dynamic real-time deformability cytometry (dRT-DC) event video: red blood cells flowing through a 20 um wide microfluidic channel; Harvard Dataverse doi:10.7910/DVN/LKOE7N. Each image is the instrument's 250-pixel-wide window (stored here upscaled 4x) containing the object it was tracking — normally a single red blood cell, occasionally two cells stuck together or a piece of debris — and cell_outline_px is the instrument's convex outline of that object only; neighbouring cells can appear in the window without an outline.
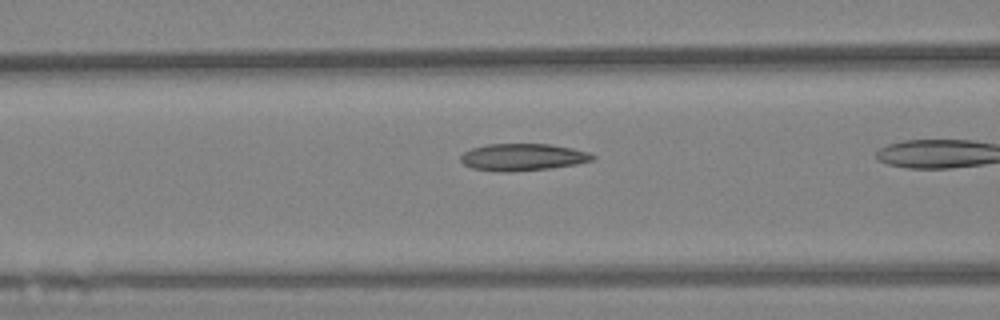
{"species": "Egyptian fruit bat (a non-hibernating species)", "species_latin": "Rousettus aegyptiacus", "temperature_condition": "warm", "stored_images_in_passage": 27, "camera_frame_rate_fps": 3000, "um_per_image_px": 0.085, "animal": {"sex": "female"}, "frame": {"image": 1, "passage_image": 3, "time_ms": 0.667, "image_size_px": [1000, 320], "cell_outline_px": [[596, 156], [592, 160], [576, 164], [552, 168], [508, 172], [496, 172], [472, 168], [464, 164], [460, 160], [460, 156], [464, 152], [472, 148], [488, 144], [552, 144], [572, 148], [588, 152]], "centroid_in_image_um": [44.42, 13.36], "position_along_channel_um": 122.2, "area_um2": 20.87}}
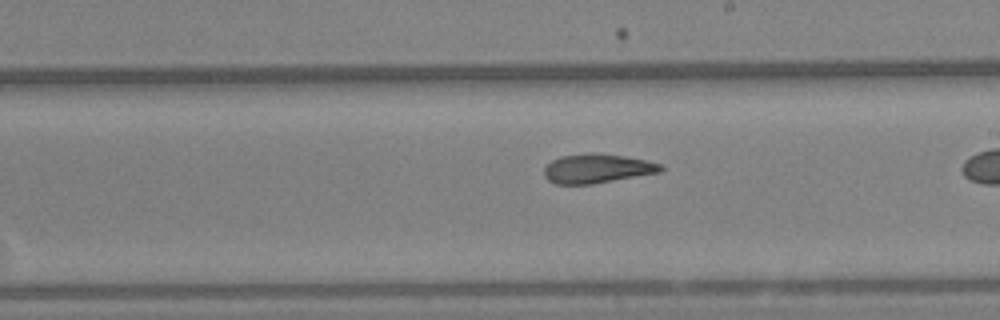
{"frame": {"image": 2, "passage_image": 14, "time_ms": 4.333, "image_size_px": [1000, 320], "cell_outline_px": [[664, 168], [660, 172], [592, 184], [556, 184], [548, 180], [544, 176], [544, 168], [552, 160], [560, 156], [592, 152], [624, 156], [648, 160], [660, 164]], "centroid_in_image_um": [50.74, 14.32], "position_along_channel_um": 238.3, "area_um2": 19.83}}
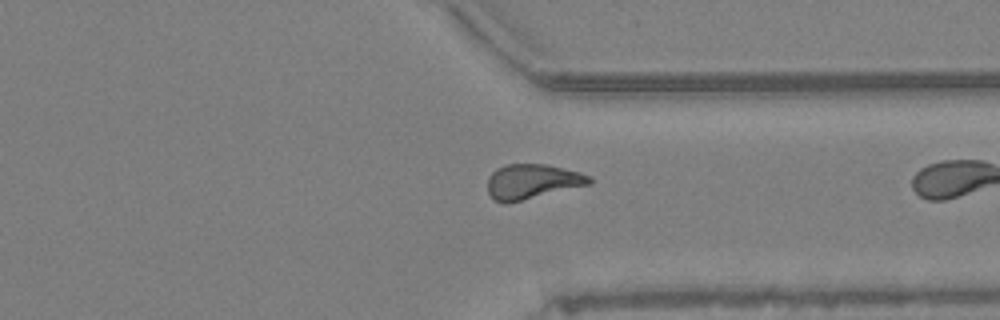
{"frame": {"image": 3, "passage_image": 26, "time_ms": 8.333, "image_size_px": [1000, 320], "cell_outline_px": [[592, 184], [508, 204], [504, 204], [492, 200], [488, 192], [488, 176], [496, 168], [504, 164], [544, 164], [580, 172], [592, 176]], "centroid_in_image_um": [45.22, 15.45], "position_along_channel_um": 366.2, "area_um2": 21.1}}